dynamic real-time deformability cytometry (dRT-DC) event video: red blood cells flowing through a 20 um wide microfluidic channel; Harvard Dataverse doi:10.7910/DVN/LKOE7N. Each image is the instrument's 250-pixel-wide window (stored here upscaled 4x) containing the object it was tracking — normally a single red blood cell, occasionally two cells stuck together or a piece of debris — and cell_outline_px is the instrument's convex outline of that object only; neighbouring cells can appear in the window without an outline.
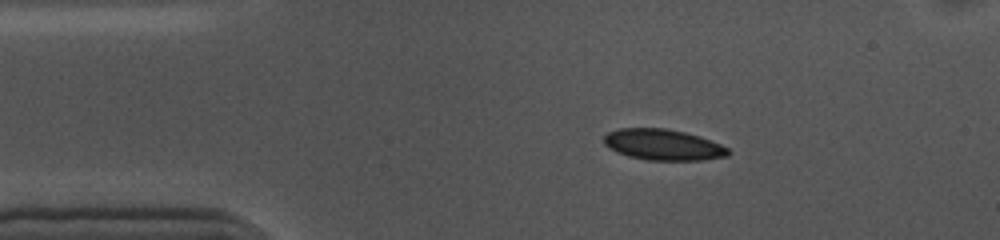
{"species": "common noctule bat (a hibernating species)", "species_latin": "Nyctalus noctula", "temperature_condition": "cold", "stored_images_in_passage": 47, "camera_frame_rate_fps": 3000, "um_per_image_px": 0.085, "animal": {"sex": "female", "body_mass_g": 10.0, "forearm_length_mm": 53.1}, "frame": {"image": 1, "passage_image": 1, "time_ms": 0.0, "image_size_px": [1000, 240], "cell_outline_px": [[732, 152], [728, 156], [700, 160], [648, 160], [628, 156], [616, 152], [608, 148], [604, 144], [604, 136], [608, 132], [620, 128], [664, 128], [684, 132], [700, 136], [720, 144], [728, 148]], "centroid_in_image_um": [56.36, 12.3], "position_along_channel_um": 28.6, "area_um2": 22.48}}
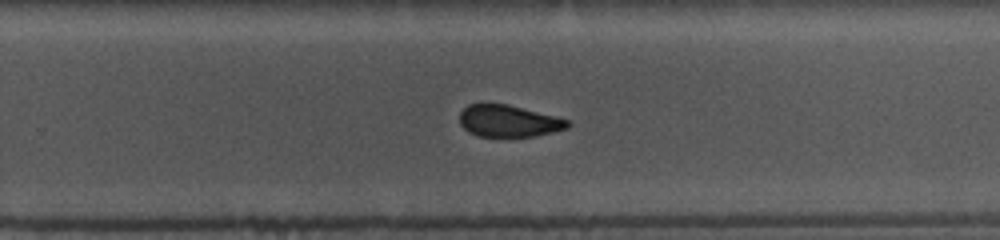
{"frame": {"image": 2, "passage_image": 26, "time_ms": 8.333, "image_size_px": [1000, 240], "cell_outline_px": [[572, 124], [568, 128], [536, 136], [476, 136], [468, 132], [460, 124], [460, 112], [468, 104], [508, 104], [556, 116], [568, 120]], "centroid_in_image_um": [43.24, 10.28], "position_along_channel_um": 286.6, "area_um2": 20.06}}
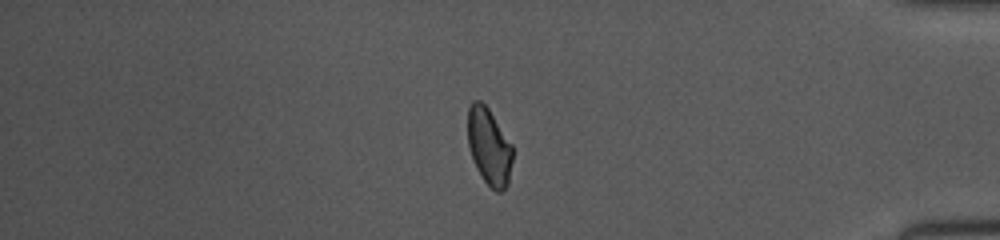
{"frame": {"image": 3, "passage_image": 38, "time_ms": 12.333, "image_size_px": [1000, 240], "cell_outline_px": [[512, 160], [508, 184], [500, 192], [496, 192], [484, 180], [476, 168], [472, 160], [468, 144], [468, 108], [472, 100], [480, 100], [488, 108], [512, 144]], "centroid_in_image_um": [41.56, 12.45], "position_along_channel_um": 393.6, "area_um2": 20.06}, "authors_computed_cell_mechanics": {"area_um2": 21.6172, "velocity_mm_per_s": 3.5615, "shape_relaxation_time_tau1_ms": 3.6366, "shape_relaxation_time_tau2_ms": 1.255, "deformation_change_tau1": 0.1033, "deformation_change_tau2": 0.0488}}